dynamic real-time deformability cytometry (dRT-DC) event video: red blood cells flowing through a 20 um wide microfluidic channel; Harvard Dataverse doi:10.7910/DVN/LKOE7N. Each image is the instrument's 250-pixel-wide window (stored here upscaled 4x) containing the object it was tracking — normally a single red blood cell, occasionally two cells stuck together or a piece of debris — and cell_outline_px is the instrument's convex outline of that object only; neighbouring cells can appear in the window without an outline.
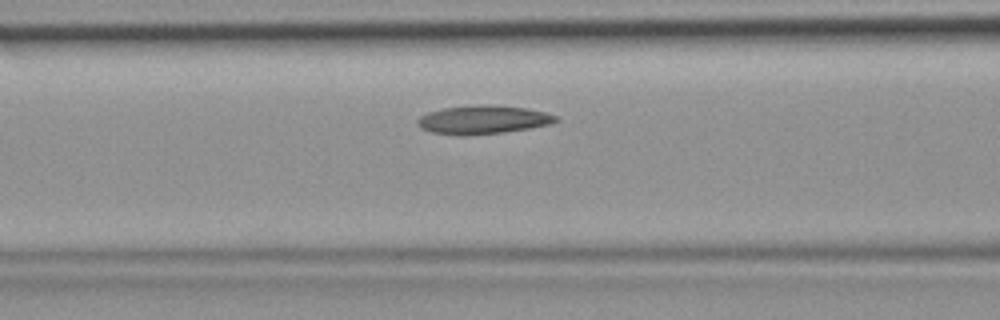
{"species": "common noctule bat (a hibernating species)", "species_latin": "Nyctalus noctula", "temperature_condition": "room temperature", "stored_images_in_passage": 34, "camera_frame_rate_fps": 3000, "um_per_image_px": 0.085, "animal": {"sex": "female", "body_mass_g": 19.9}, "frame": {"image": 1, "passage_image": 12, "time_ms": 3.667, "image_size_px": [1000, 320], "cell_outline_px": [[560, 120], [552, 124], [504, 132], [468, 136], [460, 136], [432, 132], [420, 128], [416, 124], [416, 120], [420, 116], [428, 112], [444, 108], [484, 104], [492, 104], [528, 108], [544, 112], [556, 116]], "centroid_in_image_um": [41.05, 10.18], "position_along_channel_um": 125.6, "area_um2": 23.24}}
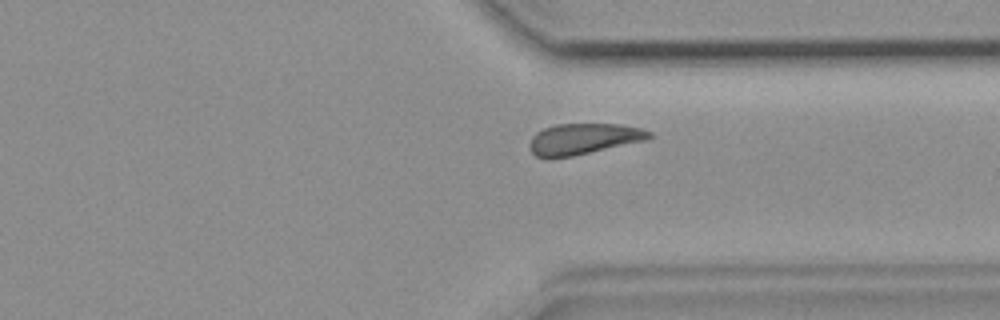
{"frame": {"image": 2, "passage_image": 28, "time_ms": 9.0, "image_size_px": [1000, 320], "cell_outline_px": [[652, 136], [648, 140], [572, 156], [548, 160], [536, 156], [528, 148], [528, 144], [532, 136], [536, 132], [544, 128], [556, 124], [620, 124], [640, 128], [652, 132]], "centroid_in_image_um": [49.55, 11.82], "position_along_channel_um": 361.8, "area_um2": 21.96}}
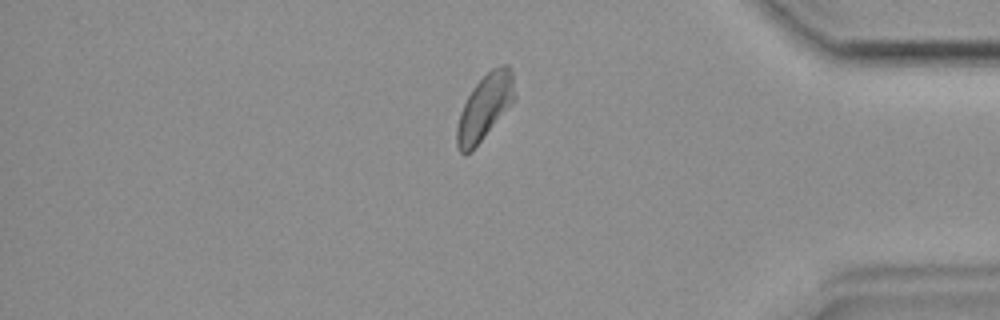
{"frame": {"image": 3, "passage_image": 32, "time_ms": 10.333, "image_size_px": [1000, 320], "cell_outline_px": [[516, 96], [472, 152], [464, 156], [460, 152], [456, 144], [456, 128], [460, 112], [472, 88], [492, 68], [504, 64], [508, 64], [512, 72]], "centroid_in_image_um": [41.17, 9.12], "position_along_channel_um": 394.0, "area_um2": 21.68}}